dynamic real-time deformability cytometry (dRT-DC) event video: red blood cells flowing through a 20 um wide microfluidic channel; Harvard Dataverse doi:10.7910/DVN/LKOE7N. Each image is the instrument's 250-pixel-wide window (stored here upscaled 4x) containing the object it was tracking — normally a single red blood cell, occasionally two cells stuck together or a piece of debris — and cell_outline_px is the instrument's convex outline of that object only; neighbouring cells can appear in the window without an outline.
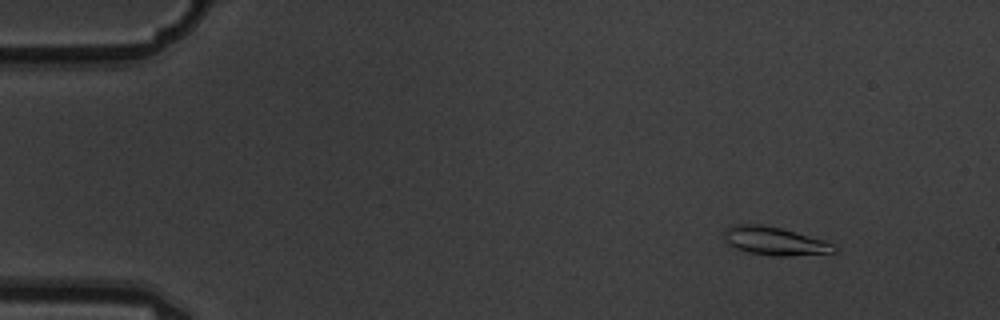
{"species": "common noctule bat (a hibernating species)", "species_latin": "Nyctalus noctula", "temperature_condition": "warm", "stored_images_in_passage": 5, "camera_frame_rate_fps": 3000, "um_per_image_px": 0.085, "animal": {"sex": "male", "body_mass_g": 19.5, "forearm_length_mm": 54.6}, "frame": {"image": 1, "passage_image": 2, "time_ms": 0.333, "image_size_px": [1000, 320], "cell_outline_px": [[840, 248], [836, 252], [788, 256], [772, 256], [748, 252], [736, 248], [728, 244], [724, 240], [724, 228], [736, 224], [756, 224], [780, 228], [824, 240]], "centroid_in_image_um": [65.83, 20.49], "position_along_channel_um": 19.2, "area_um2": 18.09}}